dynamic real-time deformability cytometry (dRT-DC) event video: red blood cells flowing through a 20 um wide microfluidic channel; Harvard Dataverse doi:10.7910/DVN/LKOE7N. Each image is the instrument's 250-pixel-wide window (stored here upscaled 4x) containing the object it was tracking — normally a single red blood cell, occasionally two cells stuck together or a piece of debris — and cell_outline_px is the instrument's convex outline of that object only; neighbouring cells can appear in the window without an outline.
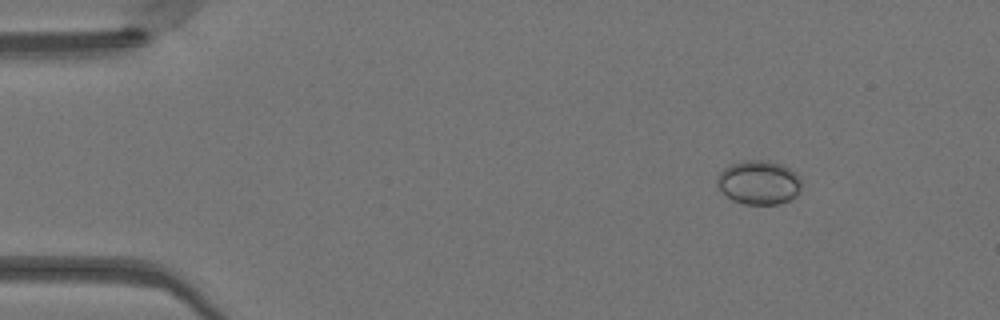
{"species": "Egyptian fruit bat (a non-hibernating species)", "species_latin": "Rousettus aegyptiacus", "temperature_condition": "warm", "stored_images_in_passage": 44, "camera_frame_rate_fps": 3000, "um_per_image_px": 0.085, "animal": {"sex": "female"}, "frame": {"image": 1, "passage_image": 1, "time_ms": 0.0, "image_size_px": [1000, 320], "cell_outline_px": [[800, 192], [796, 196], [780, 204], [744, 204], [732, 200], [720, 192], [716, 184], [716, 176], [724, 168], [732, 164], [744, 160], [768, 160], [780, 164], [796, 172], [800, 176]], "centroid_in_image_um": [64.47, 15.51], "position_along_channel_um": 20.5, "area_um2": 21.91}}
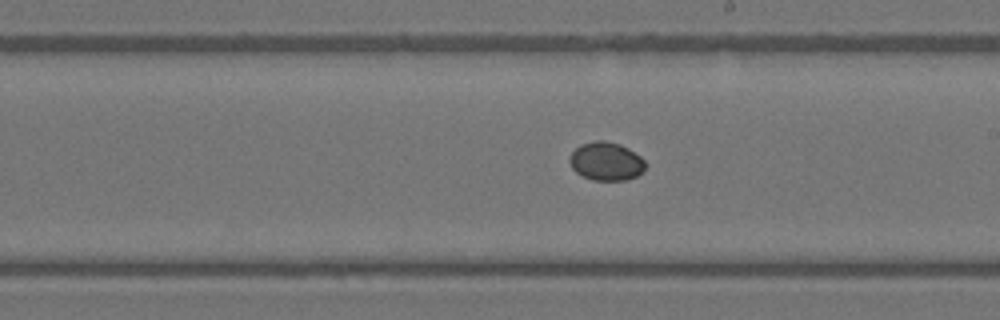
{"frame": {"image": 2, "passage_image": 23, "time_ms": 7.333, "image_size_px": [1000, 320], "cell_outline_px": [[648, 164], [644, 172], [636, 176], [624, 180], [592, 180], [576, 172], [572, 168], [568, 160], [572, 152], [580, 144], [596, 140], [604, 140], [620, 144], [628, 148], [640, 156]], "centroid_in_image_um": [51.54, 13.71], "position_along_channel_um": 237.5, "area_um2": 17.11}}
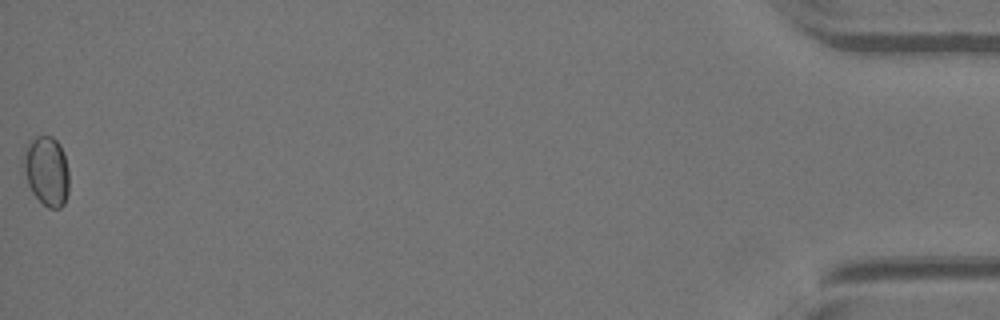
{"frame": {"image": 3, "passage_image": 44, "time_ms": 14.333, "image_size_px": [1000, 320], "cell_outline_px": [[68, 192], [64, 204], [60, 208], [48, 208], [32, 192], [28, 184], [20, 164], [20, 160], [28, 144], [36, 136], [52, 136], [60, 144], [68, 168]], "centroid_in_image_um": [3.93, 14.52], "position_along_channel_um": 431.3, "area_um2": 18.61}}